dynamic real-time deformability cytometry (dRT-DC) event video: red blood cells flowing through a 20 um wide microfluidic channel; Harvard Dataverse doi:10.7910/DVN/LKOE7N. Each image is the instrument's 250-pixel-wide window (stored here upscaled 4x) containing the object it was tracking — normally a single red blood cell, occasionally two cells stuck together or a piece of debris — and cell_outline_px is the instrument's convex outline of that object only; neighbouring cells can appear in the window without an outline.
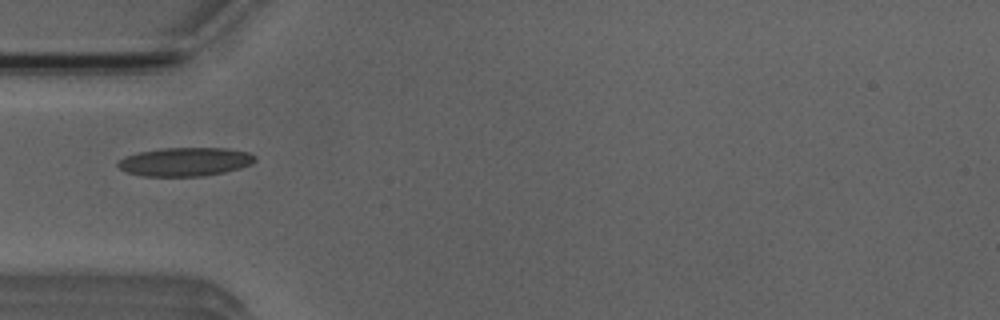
{"species": "Egyptian fruit bat (a non-hibernating species)", "species_latin": "Rousettus aegyptiacus", "temperature_condition": "room temperature", "stored_images_in_passage": 1, "camera_frame_rate_fps": 3000, "um_per_image_px": 0.085, "animal": {"sex": "male"}, "frame": {"image": 1, "passage_image": 1, "time_ms": 0.0, "image_size_px": [1000, 320], "cell_outline_px": [[256, 160], [252, 164], [240, 168], [224, 172], [204, 176], [144, 176], [128, 172], [120, 168], [116, 164], [124, 156], [140, 152], [160, 148], [228, 148], [248, 152], [256, 156]], "centroid_in_image_um": [15.77, 13.74], "position_along_channel_um": 69.2, "area_um2": 22.89}}